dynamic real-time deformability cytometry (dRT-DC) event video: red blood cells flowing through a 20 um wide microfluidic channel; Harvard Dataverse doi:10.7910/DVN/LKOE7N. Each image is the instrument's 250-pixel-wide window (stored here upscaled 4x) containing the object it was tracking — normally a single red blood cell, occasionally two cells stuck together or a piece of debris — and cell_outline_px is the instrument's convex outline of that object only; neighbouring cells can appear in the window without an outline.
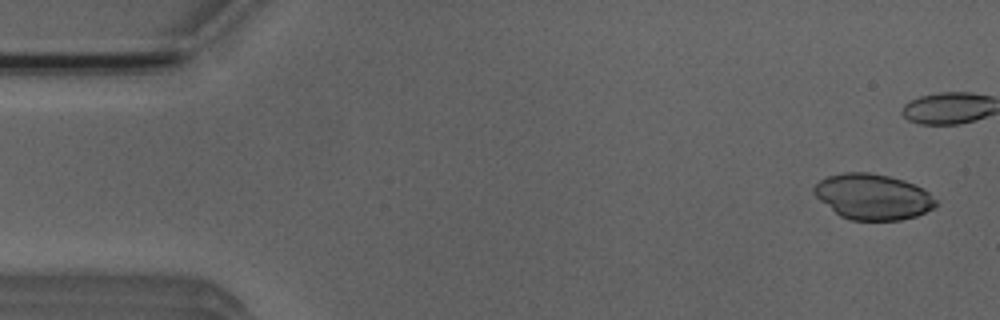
{"species": "Egyptian fruit bat (a non-hibernating species)", "species_latin": "Rousettus aegyptiacus", "temperature_condition": "room temperature", "stored_images_in_passage": 6, "camera_frame_rate_fps": 3000, "um_per_image_px": 0.085, "animal": {"sex": "male"}, "frame": {"image": 1, "passage_image": 1, "time_ms": 0.0, "image_size_px": [1000, 320], "cell_outline_px": [[936, 204], [932, 208], [916, 216], [900, 220], [852, 220], [840, 216], [820, 200], [812, 192], [812, 188], [820, 180], [828, 176], [844, 172], [868, 172], [888, 176], [904, 180], [924, 188], [936, 200]], "centroid_in_image_um": [74.17, 16.71], "position_along_channel_um": 10.8, "area_um2": 32.25}}
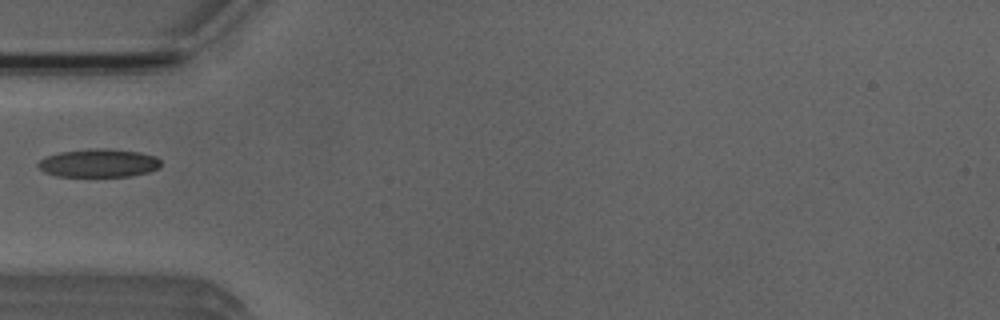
{"frame": {"image": 2, "passage_image": 6, "time_ms": 5.667, "image_size_px": [1000, 320], "cell_outline_px": [[160, 168], [148, 172], [128, 176], [56, 176], [44, 172], [36, 164], [44, 156], [60, 152], [92, 148], [108, 148], [140, 152], [156, 156], [160, 160]], "centroid_in_image_um": [8.38, 13.85], "position_along_channel_um": 76.6, "area_um2": 20.35}}